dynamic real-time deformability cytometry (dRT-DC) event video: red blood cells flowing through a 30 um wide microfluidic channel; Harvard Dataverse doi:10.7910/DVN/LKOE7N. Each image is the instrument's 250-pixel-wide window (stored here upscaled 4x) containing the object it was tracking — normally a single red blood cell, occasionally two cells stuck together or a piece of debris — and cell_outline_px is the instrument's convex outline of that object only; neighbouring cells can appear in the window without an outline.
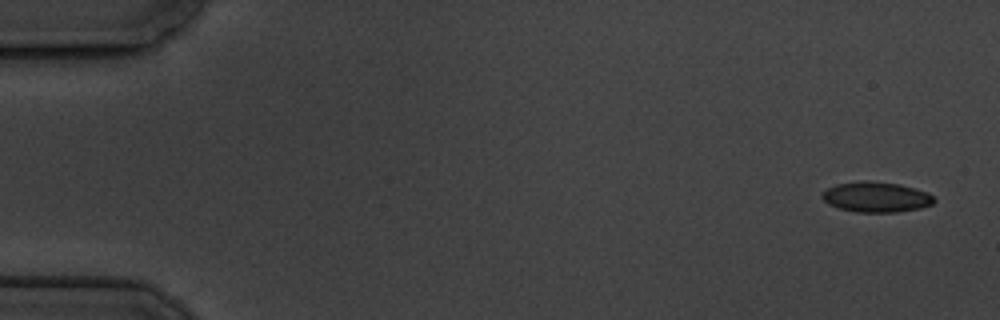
{"species": "common noctule bat (a hibernating species)", "species_latin": "Nyctalus noctula", "temperature_condition": "cold", "stored_images_in_passage": 9, "camera_frame_rate_fps": 3000, "um_per_image_px": 0.085, "animal": {"sex": "male", "body_mass_g": 19.5, "forearm_length_mm": 54.6}, "frame": {"image": 1, "passage_image": 1, "time_ms": 0.0, "image_size_px": [1000, 320], "cell_outline_px": [[936, 200], [932, 204], [920, 208], [896, 212], [856, 212], [840, 208], [828, 204], [820, 196], [828, 188], [836, 184], [860, 180], [868, 180], [900, 184], [928, 192]], "centroid_in_image_um": [74.47, 16.73], "position_along_channel_um": 10.5, "area_um2": 19.83}}
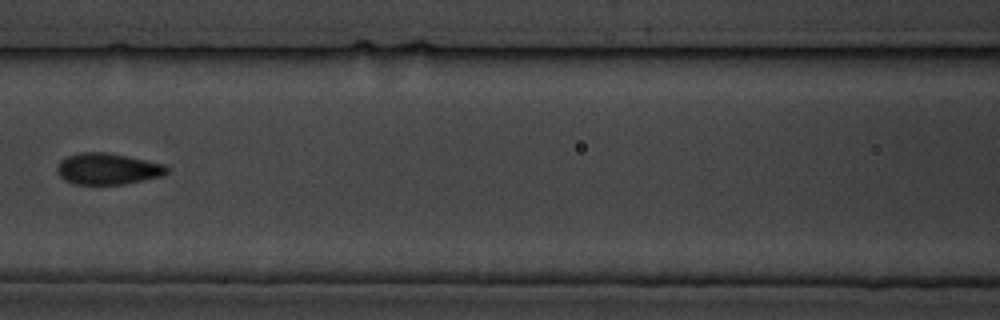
{"frame": {"image": 2, "passage_image": 8, "time_ms": 8.0, "image_size_px": [1000, 320], "cell_outline_px": [[168, 172], [160, 176], [124, 184], [76, 184], [64, 180], [56, 172], [56, 168], [60, 160], [68, 156], [80, 152], [108, 152], [128, 156], [164, 164], [168, 168]], "centroid_in_image_um": [9.12, 14.34], "position_along_channel_um": 157.5, "area_um2": 20.0}}
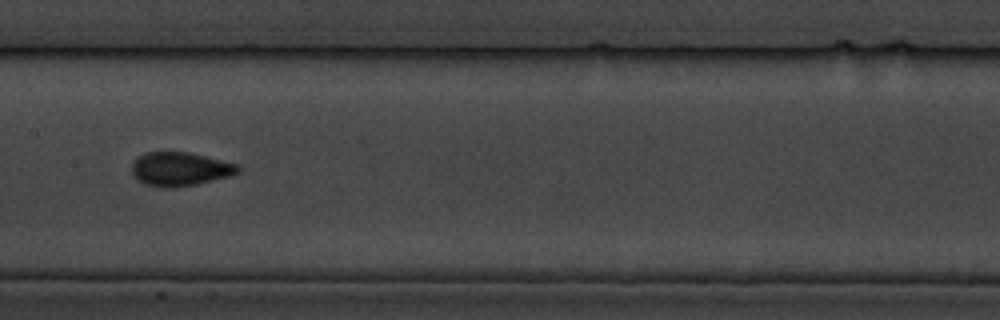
{"frame": {"image": 3, "passage_image": 9, "time_ms": 9.0, "image_size_px": [1000, 320], "cell_outline_px": [[240, 172], [228, 176], [196, 184], [172, 188], [160, 188], [144, 184], [136, 180], [132, 172], [132, 164], [144, 152], [188, 152], [236, 164], [240, 168]], "centroid_in_image_um": [15.26, 14.38], "position_along_channel_um": 192.1, "area_um2": 20.75}}